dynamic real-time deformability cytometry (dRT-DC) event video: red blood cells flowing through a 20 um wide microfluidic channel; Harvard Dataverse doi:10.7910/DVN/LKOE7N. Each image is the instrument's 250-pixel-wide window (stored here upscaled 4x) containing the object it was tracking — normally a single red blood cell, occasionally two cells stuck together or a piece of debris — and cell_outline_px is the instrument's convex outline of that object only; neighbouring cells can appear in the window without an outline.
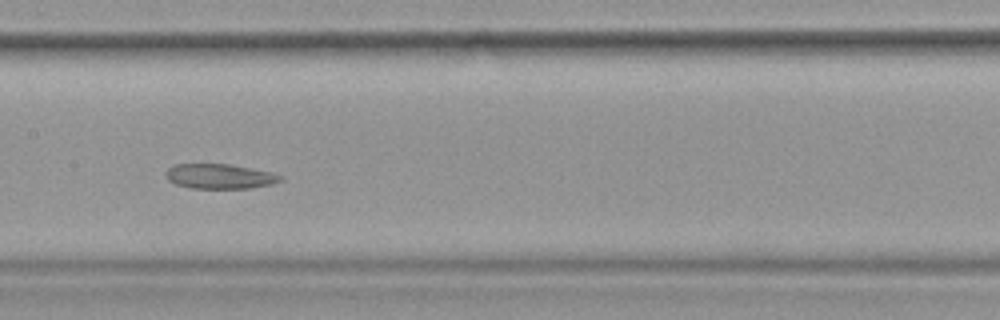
{"species": "common noctule bat (a hibernating species)", "species_latin": "Nyctalus noctula", "temperature_condition": "warm", "stored_images_in_passage": 30, "camera_frame_rate_fps": 3000, "um_per_image_px": 0.085, "animal": {"sex": "female", "body_mass_g": 19.9}, "frame": {"image": 1, "passage_image": 9, "time_ms": 2.667, "image_size_px": [1000, 320], "cell_outline_px": [[284, 180], [272, 184], [252, 188], [192, 188], [176, 184], [168, 180], [164, 172], [172, 164], [228, 164], [272, 172], [284, 176]], "centroid_in_image_um": [18.69, 14.98], "position_along_channel_um": 188.7, "area_um2": 16.7}}